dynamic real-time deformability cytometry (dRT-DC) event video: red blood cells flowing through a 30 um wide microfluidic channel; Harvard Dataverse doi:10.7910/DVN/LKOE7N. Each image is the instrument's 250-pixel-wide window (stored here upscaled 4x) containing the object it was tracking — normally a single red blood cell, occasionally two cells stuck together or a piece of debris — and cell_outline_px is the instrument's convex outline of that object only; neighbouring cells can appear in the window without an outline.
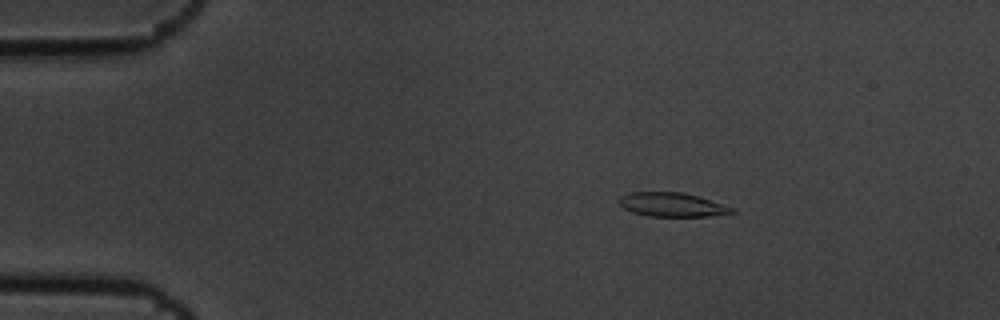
{"species": "common noctule bat (a hibernating species)", "species_latin": "Nyctalus noctula", "temperature_condition": "cold", "stored_images_in_passage": 4, "camera_frame_rate_fps": 3000, "um_per_image_px": 0.085, "animal": {"sex": "male", "body_mass_g": 19.5, "forearm_length_mm": 54.6}, "frame": {"image": 1, "passage_image": 2, "time_ms": 0.333, "image_size_px": [1000, 320], "cell_outline_px": [[736, 212], [708, 216], [648, 216], [632, 212], [624, 208], [616, 200], [620, 196], [628, 192], [680, 192], [696, 196], [736, 208]], "centroid_in_image_um": [57.08, 17.39], "position_along_channel_um": 27.9, "area_um2": 15.72}}